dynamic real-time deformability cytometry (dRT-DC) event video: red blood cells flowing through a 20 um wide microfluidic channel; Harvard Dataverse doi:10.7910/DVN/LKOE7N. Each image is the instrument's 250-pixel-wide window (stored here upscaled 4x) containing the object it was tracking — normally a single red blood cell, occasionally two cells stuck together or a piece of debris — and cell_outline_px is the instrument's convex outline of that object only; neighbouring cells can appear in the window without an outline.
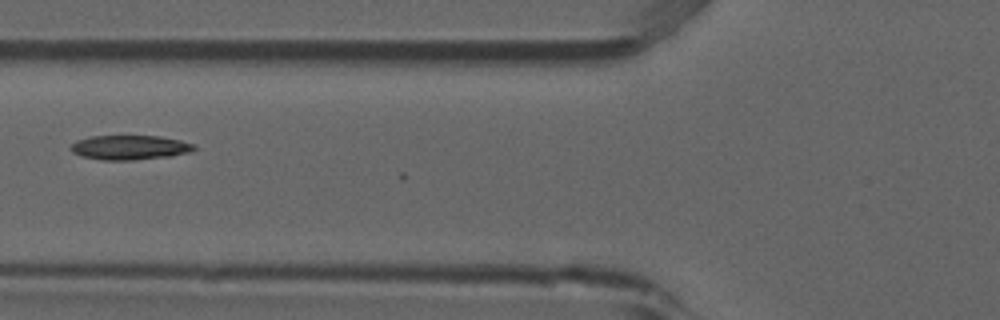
{"species": "common noctule bat (a hibernating species)", "species_latin": "Nyctalus noctula", "temperature_condition": "room temperature", "stored_images_in_passage": 5, "camera_frame_rate_fps": 3000, "um_per_image_px": 0.085, "animal": {"sex": "male", "forearm_length_mm": 52.5}, "frame": {"image": 1, "passage_image": 5, "time_ms": 1.333, "image_size_px": [1000, 320], "cell_outline_px": [[196, 148], [188, 152], [172, 156], [132, 160], [104, 160], [84, 156], [72, 152], [72, 144], [76, 140], [88, 136], [160, 136], [180, 140], [196, 144]], "centroid_in_image_um": [11.06, 12.52], "position_along_channel_um": 114.7, "area_um2": 17.51}}